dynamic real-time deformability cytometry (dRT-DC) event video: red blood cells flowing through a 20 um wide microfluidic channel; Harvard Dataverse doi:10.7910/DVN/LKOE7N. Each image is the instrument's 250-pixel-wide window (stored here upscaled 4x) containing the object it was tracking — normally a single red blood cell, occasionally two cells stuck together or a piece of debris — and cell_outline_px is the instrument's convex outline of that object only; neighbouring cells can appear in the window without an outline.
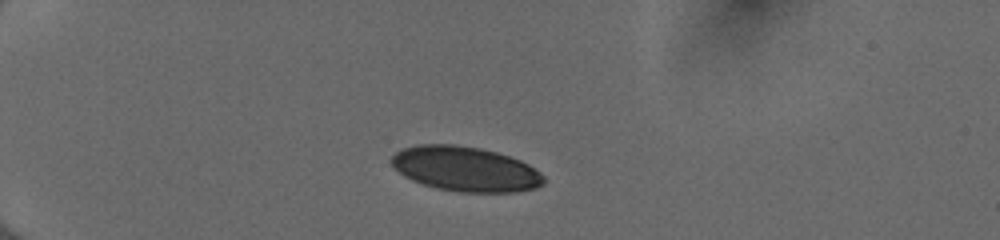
{"species": "human", "species_latin": "Homo sapiens", "temperature_condition": "cold", "stored_images_in_passage": 39, "camera_frame_rate_fps": 3000, "um_per_image_px": 0.085, "donor": {"sex": "female"}, "frame": {"image": 1, "passage_image": 1, "time_ms": 0.0, "image_size_px": [1000, 240], "cell_outline_px": [[544, 184], [536, 188], [516, 192], [460, 192], [436, 188], [412, 180], [404, 176], [388, 160], [400, 148], [416, 144], [452, 144], [480, 148], [496, 152], [520, 160], [528, 164], [540, 172], [544, 176]], "centroid_in_image_um": [39.54, 14.36], "position_along_channel_um": 45.5, "area_um2": 39.88}}
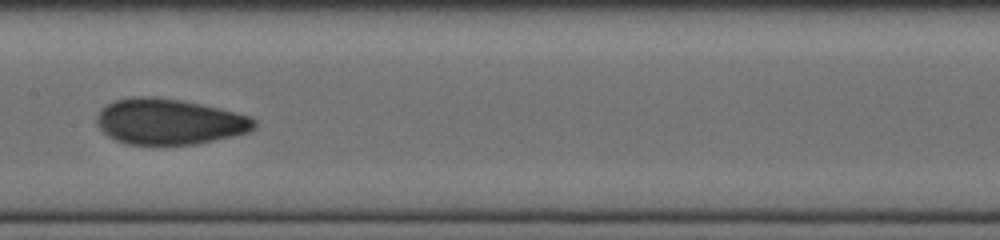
{"frame": {"image": 2, "passage_image": 16, "time_ms": 5.0, "image_size_px": [1000, 240], "cell_outline_px": [[256, 128], [248, 132], [232, 136], [196, 144], [128, 144], [116, 140], [108, 136], [96, 124], [96, 116], [108, 104], [116, 100], [132, 96], [156, 96], [180, 100], [200, 104], [252, 116], [256, 120]], "centroid_in_image_um": [14.4, 10.33], "position_along_channel_um": 193.0, "area_um2": 41.85}}
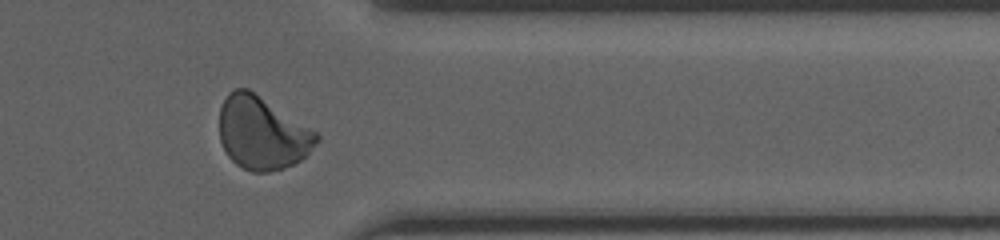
{"frame": {"image": 3, "passage_image": 31, "time_ms": 10.0, "image_size_px": [1000, 240], "cell_outline_px": [[320, 140], [300, 160], [284, 168], [268, 172], [252, 172], [236, 164], [228, 156], [220, 140], [220, 108], [228, 92], [236, 88], [248, 88], [316, 132], [320, 136]], "centroid_in_image_um": [22.26, 11.31], "position_along_channel_um": 389.1, "area_um2": 40.86}, "authors_computed_cell_mechanics": {"area_um2": 40.6912, "velocity_mm_per_s": 4.0004, "shape_relaxation_time_tau1_ms": 9.6173, "shape_relaxation_time_tau2_ms": 0.8481, "deformation_change_tau1": 0.2049, "deformation_change_tau2": 0.0431}}